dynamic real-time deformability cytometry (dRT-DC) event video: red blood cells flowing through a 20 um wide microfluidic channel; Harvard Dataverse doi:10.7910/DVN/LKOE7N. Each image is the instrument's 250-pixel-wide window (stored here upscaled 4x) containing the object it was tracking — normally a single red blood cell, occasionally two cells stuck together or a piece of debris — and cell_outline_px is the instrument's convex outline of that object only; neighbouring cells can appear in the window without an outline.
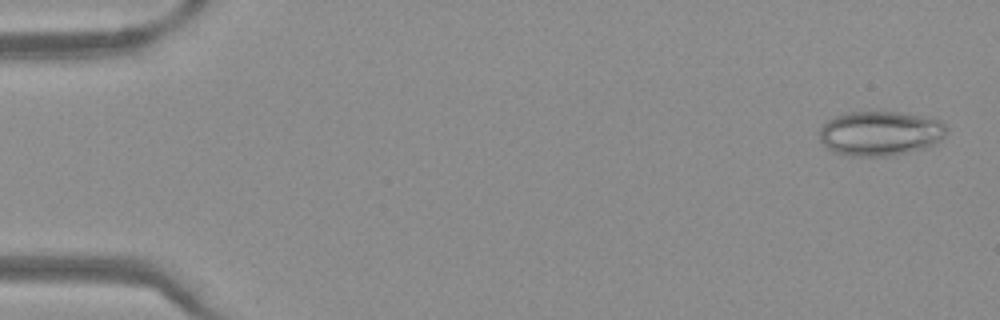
{"species": "Egyptian fruit bat (a non-hibernating species)", "species_latin": "Rousettus aegyptiacus", "temperature_condition": "warm", "stored_images_in_passage": 50, "camera_frame_rate_fps": 3000, "um_per_image_px": 0.085, "frame": {"image": 1, "passage_image": 2, "time_ms": 0.333, "image_size_px": [1000, 320], "cell_outline_px": [[948, 132], [940, 140], [924, 148], [892, 156], [848, 156], [836, 152], [828, 148], [820, 140], [820, 128], [828, 120], [836, 116], [848, 112], [896, 112], [940, 120], [948, 128]], "centroid_in_image_um": [74.82, 11.34], "position_along_channel_um": 10.2, "area_um2": 32.83}}
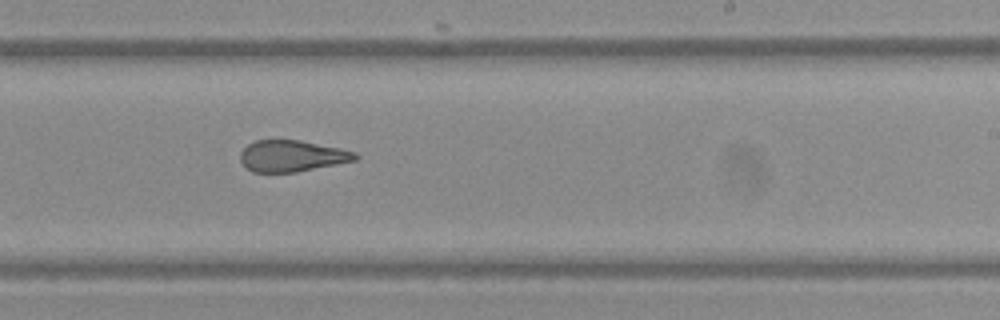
{"frame": {"image": 2, "passage_image": 31, "time_ms": 10.0, "image_size_px": [1000, 320], "cell_outline_px": [[360, 156], [356, 160], [296, 172], [252, 172], [240, 160], [240, 152], [248, 144], [256, 140], [300, 140], [340, 148], [356, 152]], "centroid_in_image_um": [24.82, 13.25], "position_along_channel_um": 264.2, "area_um2": 20.92}}
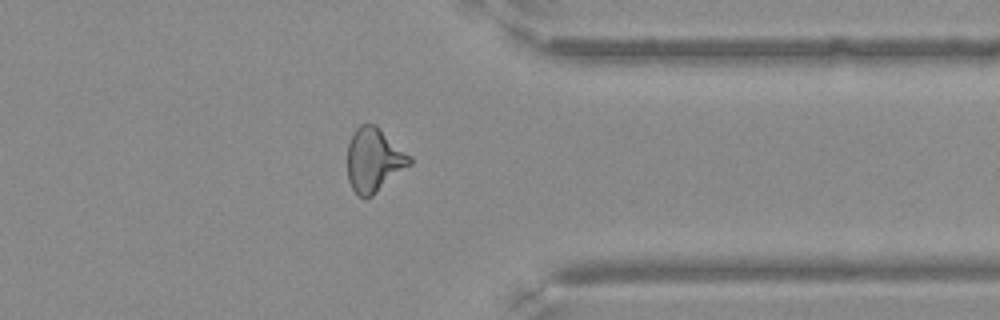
{"frame": {"image": 3, "passage_image": 40, "time_ms": 13.0, "image_size_px": [1000, 320], "cell_outline_px": [[412, 164], [372, 196], [360, 196], [352, 188], [348, 180], [348, 144], [356, 128], [360, 124], [376, 124], [412, 156]], "centroid_in_image_um": [31.82, 13.57], "position_along_channel_um": 379.6, "area_um2": 23.18}}